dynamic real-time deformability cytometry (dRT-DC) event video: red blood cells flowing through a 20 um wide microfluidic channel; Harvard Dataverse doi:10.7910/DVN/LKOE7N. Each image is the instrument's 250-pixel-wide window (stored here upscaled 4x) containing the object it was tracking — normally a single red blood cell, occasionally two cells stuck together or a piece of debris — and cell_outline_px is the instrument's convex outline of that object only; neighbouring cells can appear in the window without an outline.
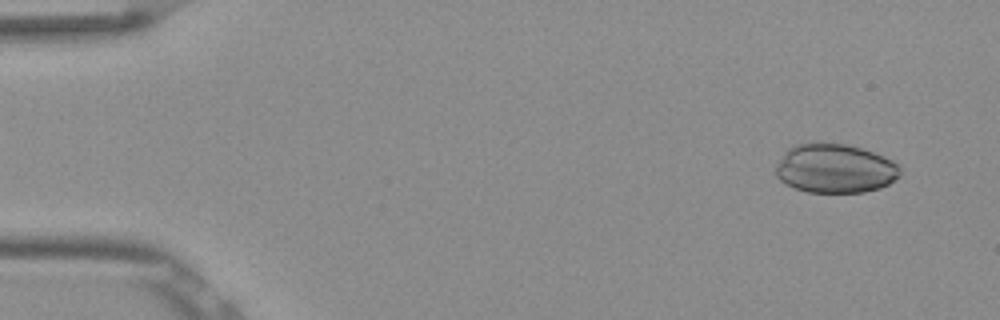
{"species": "Egyptian fruit bat (a non-hibernating species)", "species_latin": "Rousettus aegyptiacus", "temperature_condition": "room temperature", "stored_images_in_passage": 52, "camera_frame_rate_fps": 3000, "um_per_image_px": 0.085, "frame": {"image": 1, "passage_image": 3, "time_ms": 0.667, "image_size_px": [1000, 320], "cell_outline_px": [[900, 176], [888, 184], [880, 188], [864, 192], [808, 192], [796, 188], [780, 180], [776, 176], [776, 164], [784, 152], [788, 148], [796, 144], [844, 144], [860, 148], [884, 156], [892, 160], [900, 168]], "centroid_in_image_um": [70.98, 14.33], "position_along_channel_um": 14.0, "area_um2": 35.2}}
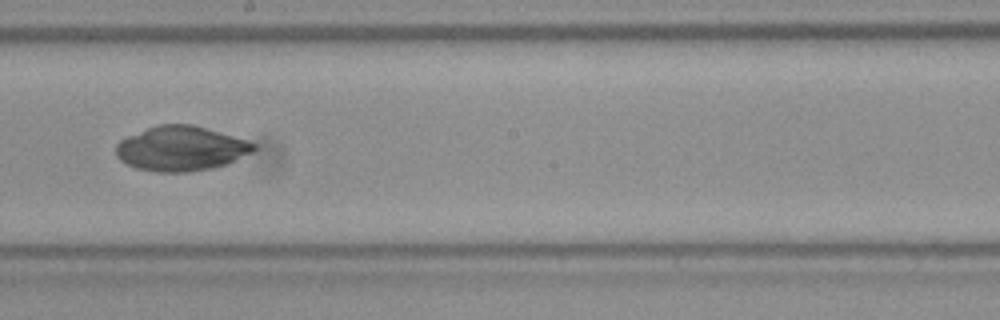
{"frame": {"image": 2, "passage_image": 29, "time_ms": 9.333, "image_size_px": [1000, 320], "cell_outline_px": [[256, 148], [252, 152], [228, 164], [212, 168], [188, 172], [156, 172], [136, 168], [120, 160], [116, 156], [116, 144], [120, 140], [128, 136], [156, 124], [192, 124], [248, 140], [256, 144]], "centroid_in_image_um": [15.39, 12.63], "position_along_channel_um": 232.8, "area_um2": 36.01}}
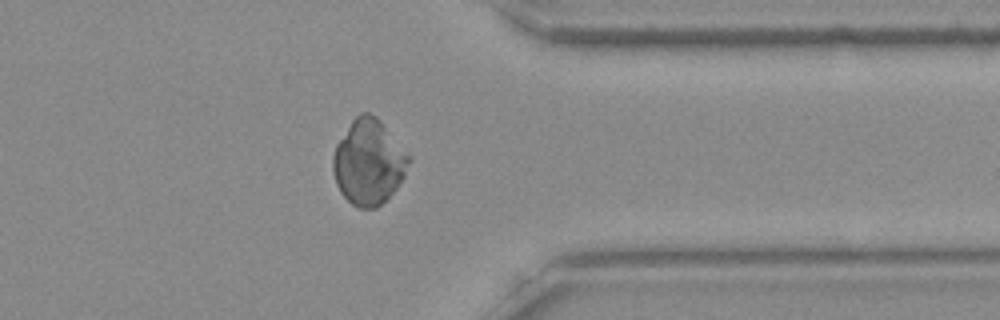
{"frame": {"image": 3, "passage_image": 41, "time_ms": 13.333, "image_size_px": [1000, 320], "cell_outline_px": [[408, 164], [404, 176], [396, 188], [376, 208], [360, 208], [352, 204], [340, 192], [336, 184], [332, 172], [332, 156], [336, 144], [352, 120], [360, 112], [368, 112], [376, 116], [380, 120], [408, 156]], "centroid_in_image_um": [31.27, 13.78], "position_along_channel_um": 380.1, "area_um2": 37.05}}